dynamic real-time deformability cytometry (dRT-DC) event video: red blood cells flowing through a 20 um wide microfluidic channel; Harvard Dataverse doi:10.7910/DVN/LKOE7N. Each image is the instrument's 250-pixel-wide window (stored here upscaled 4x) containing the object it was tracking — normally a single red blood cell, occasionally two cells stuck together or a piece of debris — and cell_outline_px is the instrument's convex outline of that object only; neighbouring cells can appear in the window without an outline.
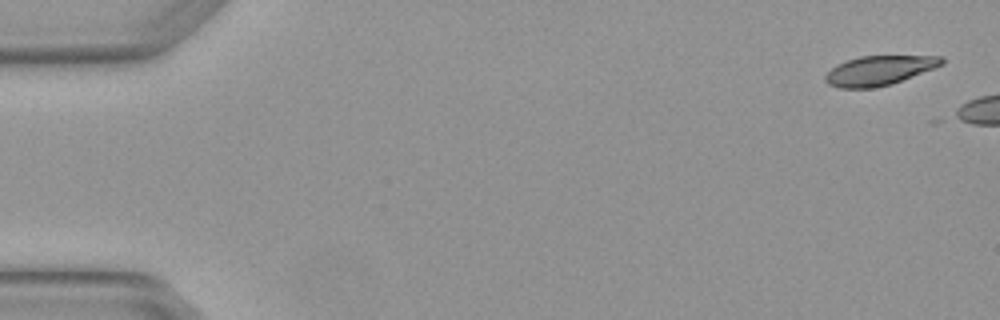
{"species": "Egyptian fruit bat (a non-hibernating species)", "species_latin": "Rousettus aegyptiacus", "temperature_condition": "warm", "stored_images_in_passage": 4, "camera_frame_rate_fps": 3000, "um_per_image_px": 0.085, "animal": {"sex": "female"}, "frame": {"image": 1, "passage_image": 1, "time_ms": 0.0, "image_size_px": [1000, 320], "cell_outline_px": [[944, 64], [892, 84], [872, 88], [840, 88], [828, 84], [824, 80], [824, 76], [836, 64], [860, 56], [944, 56]], "centroid_in_image_um": [74.72, 5.99], "position_along_channel_um": 10.3, "area_um2": 19.94}}